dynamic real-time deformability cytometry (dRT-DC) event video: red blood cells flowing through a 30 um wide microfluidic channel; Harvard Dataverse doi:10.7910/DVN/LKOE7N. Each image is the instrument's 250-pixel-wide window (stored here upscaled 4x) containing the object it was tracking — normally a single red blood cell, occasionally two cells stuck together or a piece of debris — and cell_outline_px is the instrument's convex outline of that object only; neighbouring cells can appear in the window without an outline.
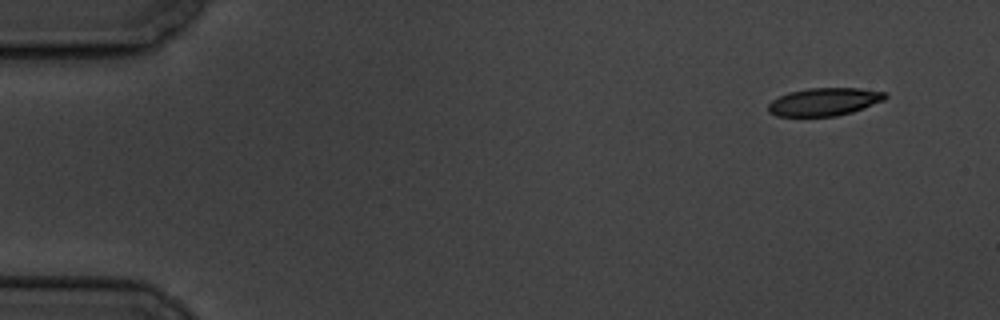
{"species": "common noctule bat (a hibernating species)", "species_latin": "Nyctalus noctula", "temperature_condition": "cold", "stored_images_in_passage": 6, "camera_frame_rate_fps": 3000, "um_per_image_px": 0.085, "animal": {"sex": "male", "body_mass_g": 19.5, "forearm_length_mm": 54.6}, "frame": {"image": 1, "passage_image": 1, "time_ms": 0.0, "image_size_px": [1000, 320], "cell_outline_px": [[888, 96], [884, 100], [864, 108], [852, 112], [836, 116], [776, 116], [768, 112], [768, 104], [772, 100], [788, 92], [808, 88], [860, 88], [884, 92]], "centroid_in_image_um": [70.05, 8.65], "position_along_channel_um": 14.9, "area_um2": 19.02}}
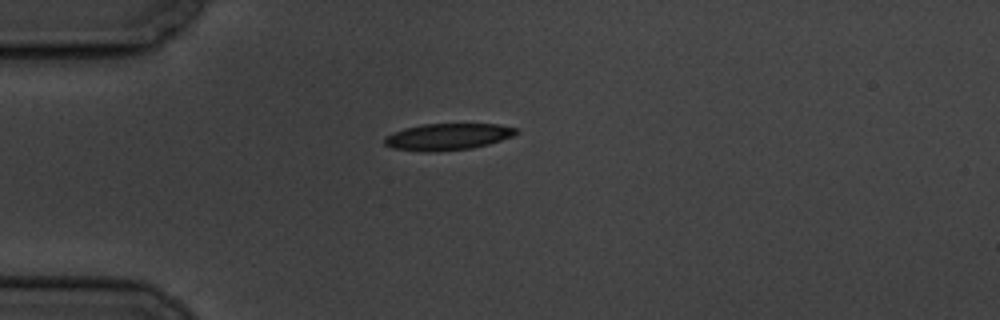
{"frame": {"image": 2, "passage_image": 4, "time_ms": 3.667, "image_size_px": [1000, 320], "cell_outline_px": [[520, 132], [512, 136], [488, 144], [472, 148], [432, 152], [424, 152], [392, 148], [384, 144], [384, 136], [392, 132], [404, 128], [424, 124], [500, 124], [516, 128]], "centroid_in_image_um": [38.02, 11.62], "position_along_channel_um": 47.0, "area_um2": 20.52}}
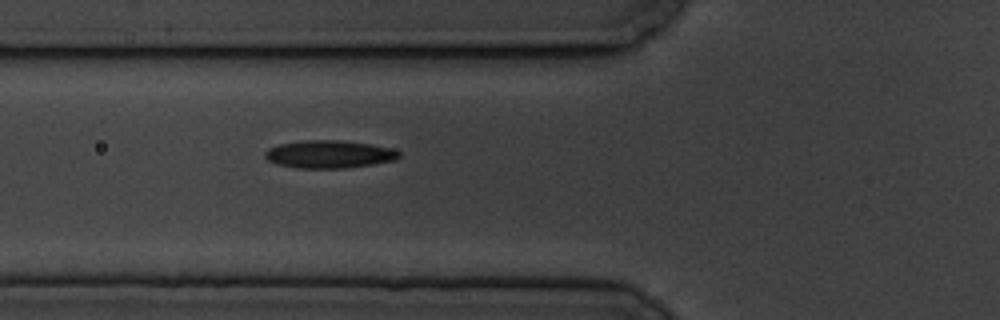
{"frame": {"image": 3, "passage_image": 6, "time_ms": 5.667, "image_size_px": [1000, 320], "cell_outline_px": [[400, 156], [396, 160], [348, 168], [296, 168], [276, 164], [268, 160], [264, 156], [264, 152], [268, 148], [280, 144], [300, 140], [340, 140], [372, 144], [388, 148], [400, 152]], "centroid_in_image_um": [27.95, 13.11], "position_along_channel_um": 97.9, "area_um2": 21.79}}